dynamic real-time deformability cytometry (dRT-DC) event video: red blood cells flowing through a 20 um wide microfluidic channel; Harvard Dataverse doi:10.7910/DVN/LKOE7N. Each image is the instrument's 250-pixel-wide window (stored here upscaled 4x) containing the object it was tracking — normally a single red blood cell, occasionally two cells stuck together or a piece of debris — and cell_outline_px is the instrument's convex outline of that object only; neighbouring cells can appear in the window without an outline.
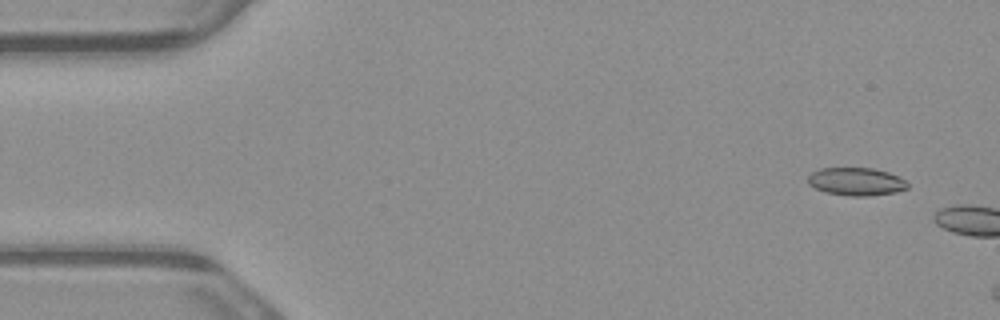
{"species": "common noctule bat (a hibernating species)", "species_latin": "Nyctalus noctula", "temperature_condition": "warm", "stored_images_in_passage": 2, "camera_frame_rate_fps": 3000, "um_per_image_px": 0.085, "animal": {"sex": "male", "body_mass_g": 23.1, "forearm_length_mm": 52.7}, "frame": {"image": 1, "passage_image": 1, "time_ms": 0.0, "image_size_px": [1000, 320], "cell_outline_px": [[908, 188], [896, 192], [868, 196], [852, 196], [824, 192], [808, 184], [808, 176], [812, 172], [820, 168], [872, 168], [888, 172], [900, 176], [908, 184]], "centroid_in_image_um": [72.78, 15.43], "position_along_channel_um": 12.2, "area_um2": 16.24}}